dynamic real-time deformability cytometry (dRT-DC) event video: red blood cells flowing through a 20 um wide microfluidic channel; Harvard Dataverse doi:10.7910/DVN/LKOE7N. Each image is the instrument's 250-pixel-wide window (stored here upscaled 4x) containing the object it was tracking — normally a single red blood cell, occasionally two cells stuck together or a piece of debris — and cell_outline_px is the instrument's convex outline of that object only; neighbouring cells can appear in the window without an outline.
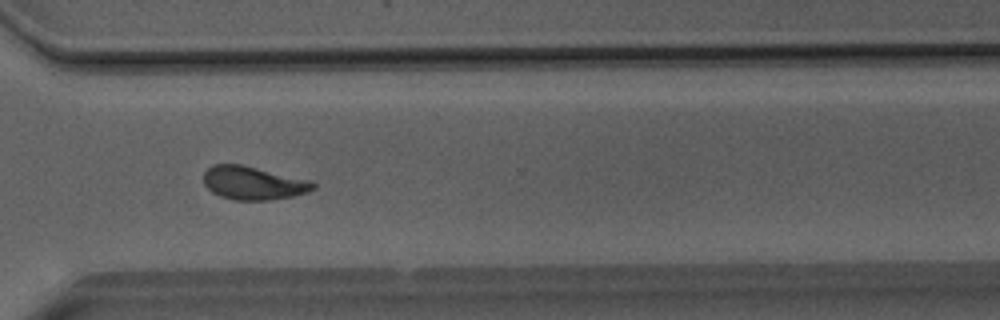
{"species": "Egyptian fruit bat (a non-hibernating species)", "species_latin": "Rousettus aegyptiacus", "temperature_condition": "room temperature", "stored_images_in_passage": 41, "camera_frame_rate_fps": 3000, "um_per_image_px": 0.085, "animal": {"sex": "male"}, "frame": {"image": 1, "passage_image": 28, "time_ms": 9.0, "image_size_px": [1000, 320], "cell_outline_px": [[316, 188], [308, 192], [292, 196], [268, 200], [232, 200], [220, 196], [212, 192], [204, 184], [204, 172], [212, 164], [240, 164], [312, 180], [316, 184]], "centroid_in_image_um": [21.54, 15.55], "position_along_channel_um": 349.1, "area_um2": 21.39}}
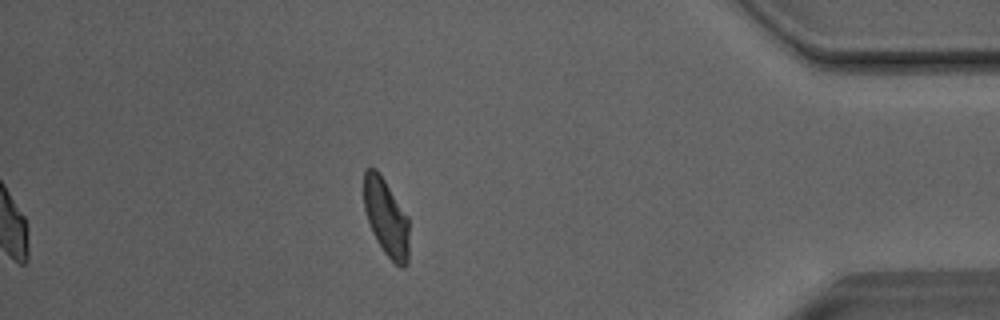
{"frame": {"image": 2, "passage_image": 35, "time_ms": 11.333, "image_size_px": [1000, 320], "cell_outline_px": [[408, 264], [404, 268], [400, 268], [384, 252], [376, 240], [372, 232], [364, 208], [364, 168], [376, 168], [408, 216]], "centroid_in_image_um": [32.82, 18.5], "position_along_channel_um": 402.4, "area_um2": 20.29}, "authors_computed_cell_mechanics": {"area_um2": 21.2704, "velocity_mm_per_s": 4.0447, "shape_relaxation_time_tau1_ms": 4.0927, "shape_relaxation_time_tau2_ms": 1.6374, "deformation_change_tau1": 0.177, "deformation_change_tau2": 0.096}}